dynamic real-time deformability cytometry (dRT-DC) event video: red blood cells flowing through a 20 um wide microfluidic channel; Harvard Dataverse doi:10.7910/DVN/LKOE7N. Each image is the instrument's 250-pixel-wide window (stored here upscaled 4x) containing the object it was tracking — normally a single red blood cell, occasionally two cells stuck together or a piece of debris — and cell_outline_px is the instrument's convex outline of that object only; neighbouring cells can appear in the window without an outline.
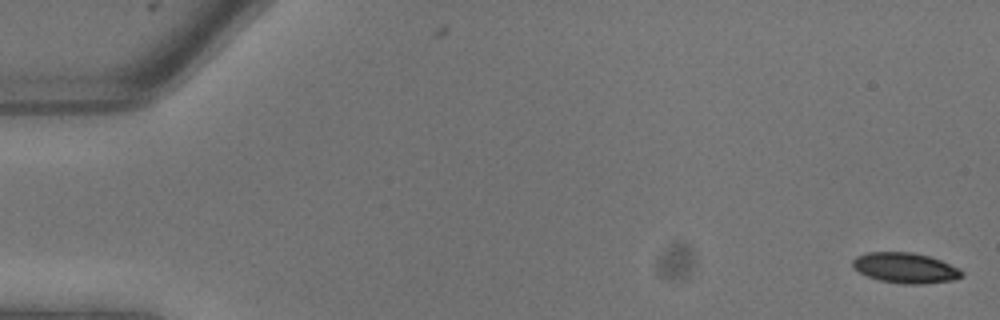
{"species": "common noctule bat (a hibernating species)", "species_latin": "Nyctalus noctula", "temperature_condition": "warm", "stored_images_in_passage": 9, "camera_frame_rate_fps": 3000, "um_per_image_px": 0.085, "animal": {"sex": "male", "body_mass_g": 13.3}, "frame": {"image": 1, "passage_image": 1, "time_ms": 0.0, "image_size_px": [1000, 320], "cell_outline_px": [[964, 276], [952, 280], [924, 284], [904, 284], [880, 280], [868, 276], [852, 268], [852, 260], [856, 256], [868, 252], [912, 252], [928, 256], [940, 260], [960, 268], [964, 272]], "centroid_in_image_um": [76.96, 22.77], "position_along_channel_um": 8.0, "area_um2": 19.36}}
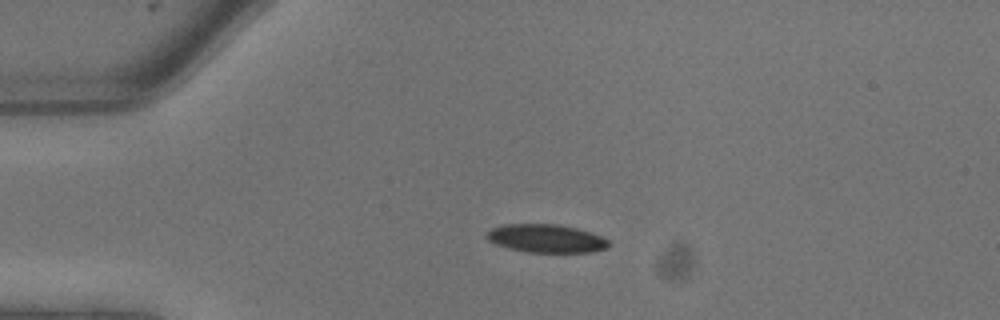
{"frame": {"image": 2, "passage_image": 6, "time_ms": 1.667, "image_size_px": [1000, 320], "cell_outline_px": [[608, 248], [592, 252], [528, 252], [508, 248], [496, 244], [488, 240], [484, 236], [492, 228], [504, 224], [556, 224], [576, 228], [600, 236], [608, 240]], "centroid_in_image_um": [46.39, 20.27], "position_along_channel_um": 38.6, "area_um2": 19.94}}
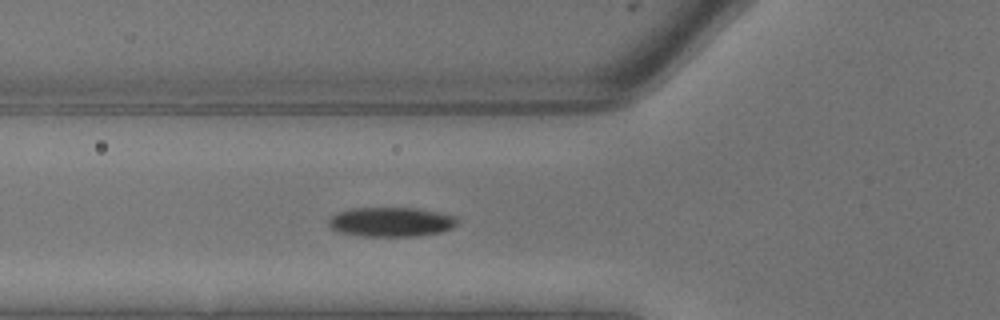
{"frame": {"image": 3, "passage_image": 9, "time_ms": 2.667, "image_size_px": [1000, 320], "cell_outline_px": [[456, 224], [452, 228], [440, 232], [412, 236], [360, 236], [336, 232], [328, 224], [328, 216], [336, 212], [348, 208], [416, 208], [456, 216]], "centroid_in_image_um": [33.14, 18.86], "position_along_channel_um": 92.7, "area_um2": 22.2}}